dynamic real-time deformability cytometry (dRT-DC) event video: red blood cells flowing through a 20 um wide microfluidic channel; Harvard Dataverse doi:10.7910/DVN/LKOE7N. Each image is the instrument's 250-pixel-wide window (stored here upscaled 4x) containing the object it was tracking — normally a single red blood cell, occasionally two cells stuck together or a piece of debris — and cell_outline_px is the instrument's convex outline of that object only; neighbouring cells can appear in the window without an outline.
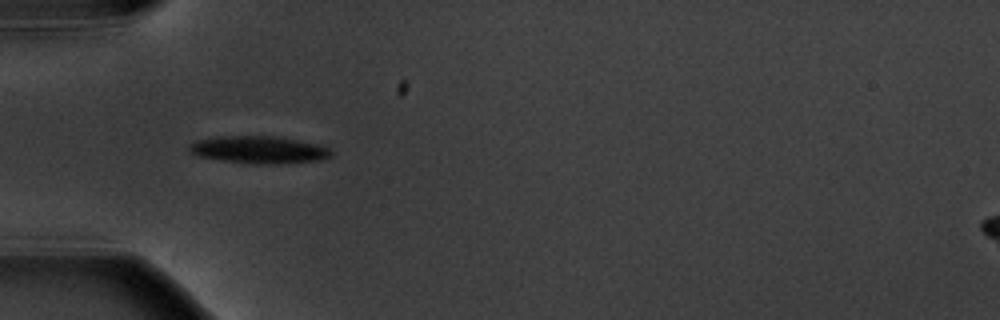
{"species": "common noctule bat (a hibernating species)", "species_latin": "Nyctalus noctula", "temperature_condition": "warm", "stored_images_in_passage": 9, "camera_frame_rate_fps": 3000, "um_per_image_px": 0.085, "animal": {"sex": "male", "body_mass_g": 20.1, "forearm_length_mm": 53.5}, "frame": {"image": 1, "passage_image": 1, "time_ms": 0.0, "image_size_px": [1000, 320], "cell_outline_px": [[332, 156], [324, 160], [276, 164], [252, 164], [220, 160], [196, 156], [188, 148], [188, 144], [196, 140], [216, 136], [276, 136], [300, 140], [316, 144], [328, 148], [332, 152]], "centroid_in_image_um": [22.0, 12.73], "position_along_channel_um": 63.0, "area_um2": 22.95}}
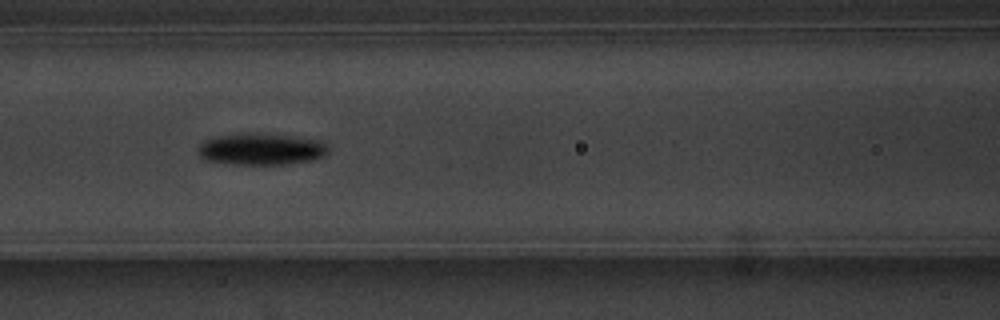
{"frame": {"image": 2, "passage_image": 3, "time_ms": 2.333, "image_size_px": [1000, 320], "cell_outline_px": [[328, 152], [324, 156], [312, 160], [284, 164], [232, 164], [204, 160], [200, 156], [200, 144], [204, 140], [216, 136], [288, 136], [320, 140], [328, 148]], "centroid_in_image_um": [22.22, 12.73], "position_along_channel_um": 144.4, "area_um2": 22.83}}
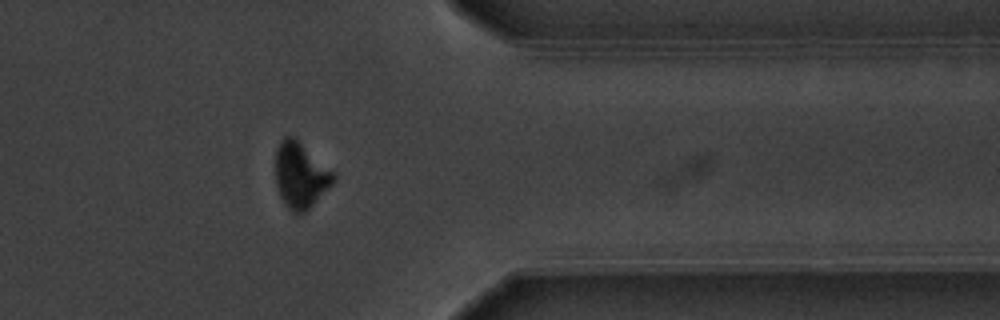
{"frame": {"image": 3, "passage_image": 9, "time_ms": 9.333, "image_size_px": [1000, 320], "cell_outline_px": [[336, 180], [304, 212], [292, 212], [288, 208], [280, 196], [276, 184], [276, 148], [280, 140], [284, 136], [292, 136], [336, 172]], "centroid_in_image_um": [25.55, 14.87], "position_along_channel_um": 385.9, "area_um2": 21.96}}